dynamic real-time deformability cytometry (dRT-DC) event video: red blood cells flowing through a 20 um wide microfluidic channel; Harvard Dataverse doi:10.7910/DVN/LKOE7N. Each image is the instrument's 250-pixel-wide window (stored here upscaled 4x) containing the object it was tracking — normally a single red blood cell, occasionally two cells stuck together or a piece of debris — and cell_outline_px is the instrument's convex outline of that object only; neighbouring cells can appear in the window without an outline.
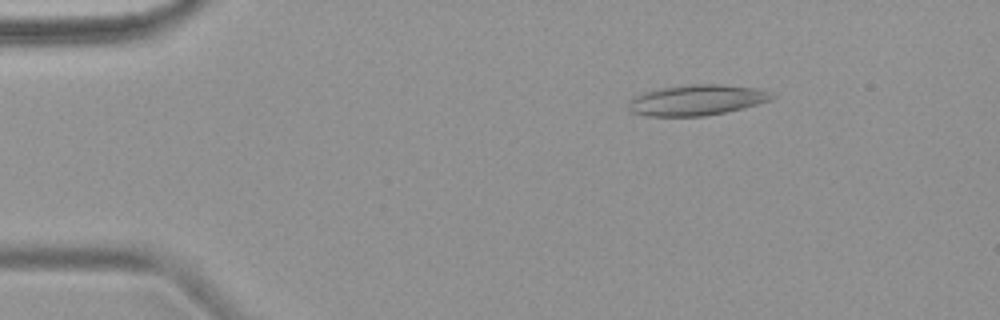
{"species": "common noctule bat (a hibernating species)", "species_latin": "Nyctalus noctula", "temperature_condition": "warm", "stored_images_in_passage": 4, "camera_frame_rate_fps": 3000, "um_per_image_px": 0.085, "animal": {"sex": "female", "body_mass_g": 18.4}, "frame": {"image": 1, "passage_image": 2, "time_ms": 2.0, "image_size_px": [1000, 320], "cell_outline_px": [[776, 96], [768, 100], [744, 108], [704, 116], [648, 116], [632, 112], [628, 108], [628, 104], [636, 96], [648, 92], [664, 88], [692, 84], [716, 84], [756, 88], [768, 92]], "centroid_in_image_um": [59.23, 8.52], "position_along_channel_um": 25.8, "area_um2": 24.97}}